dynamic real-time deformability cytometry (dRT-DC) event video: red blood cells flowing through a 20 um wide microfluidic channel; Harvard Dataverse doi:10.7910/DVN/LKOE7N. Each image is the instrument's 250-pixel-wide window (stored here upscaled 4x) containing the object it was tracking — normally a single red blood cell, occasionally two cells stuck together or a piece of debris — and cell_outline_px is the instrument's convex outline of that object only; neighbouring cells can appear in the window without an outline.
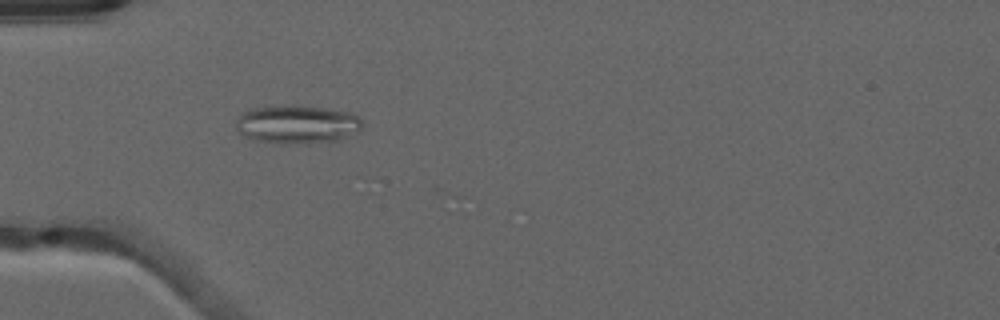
{"species": "common noctule bat (a hibernating species)", "species_latin": "Nyctalus noctula", "temperature_condition": "warm", "stored_images_in_passage": 14, "camera_frame_rate_fps": 3000, "um_per_image_px": 0.085, "animal": {"sex": "male", "forearm_length_mm": 52.5}, "frame": {"image": 1, "passage_image": 13, "time_ms": 4.0, "image_size_px": [1000, 320], "cell_outline_px": [[360, 132], [336, 140], [296, 144], [280, 144], [256, 140], [244, 136], [236, 128], [236, 120], [240, 112], [252, 108], [324, 108], [348, 112], [360, 116]], "centroid_in_image_um": [25.24, 10.61], "position_along_channel_um": 59.8, "area_um2": 27.46}}